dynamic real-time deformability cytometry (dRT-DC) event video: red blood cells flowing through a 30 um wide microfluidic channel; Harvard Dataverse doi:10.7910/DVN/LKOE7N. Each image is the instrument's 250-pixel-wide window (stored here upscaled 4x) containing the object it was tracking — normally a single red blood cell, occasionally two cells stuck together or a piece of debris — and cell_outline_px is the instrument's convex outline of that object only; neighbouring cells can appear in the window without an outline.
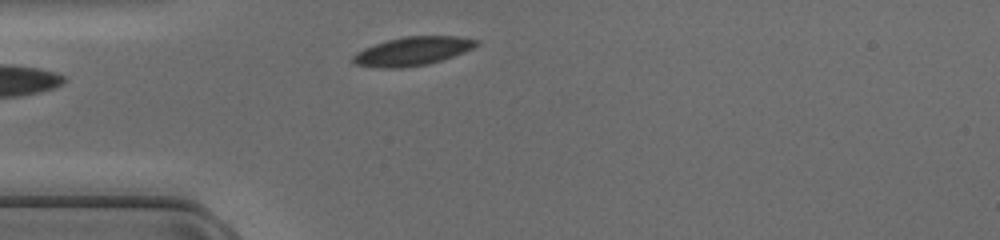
{"species": "common noctule bat (a hibernating species)", "species_latin": "Nyctalus noctula", "temperature_condition": "cold", "stored_images_in_passage": 35, "camera_frame_rate_fps": 3000, "um_per_image_px": 0.085, "animal": {"sex": "female", "body_mass_g": 17.0, "forearm_length_mm": 48.0}, "frame": {"image": 1, "passage_image": 1, "time_ms": 0.0, "image_size_px": [1000, 240], "cell_outline_px": [[480, 44], [464, 52], [428, 64], [400, 68], [380, 68], [356, 64], [352, 60], [352, 56], [356, 52], [364, 48], [388, 40], [404, 36], [456, 36], [480, 40]], "centroid_in_image_um": [35.08, 4.34], "position_along_channel_um": 49.9, "area_um2": 20.46}}
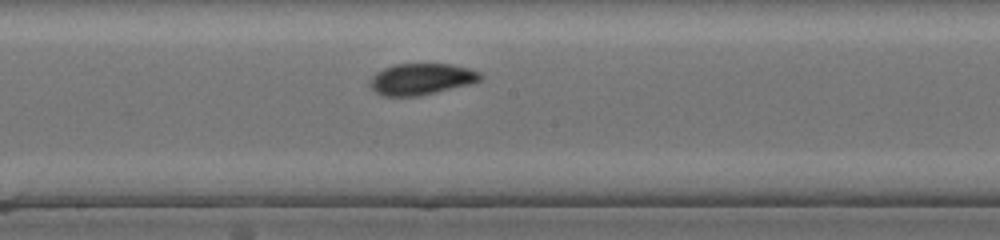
{"frame": {"image": 2, "passage_image": 13, "time_ms": 4.0, "image_size_px": [1000, 240], "cell_outline_px": [[484, 76], [480, 80], [468, 84], [416, 96], [384, 96], [376, 92], [368, 84], [368, 80], [376, 72], [384, 68], [396, 64], [452, 64], [468, 68], [480, 72]], "centroid_in_image_um": [35.78, 6.71], "position_along_channel_um": 212.4, "area_um2": 20.0}}
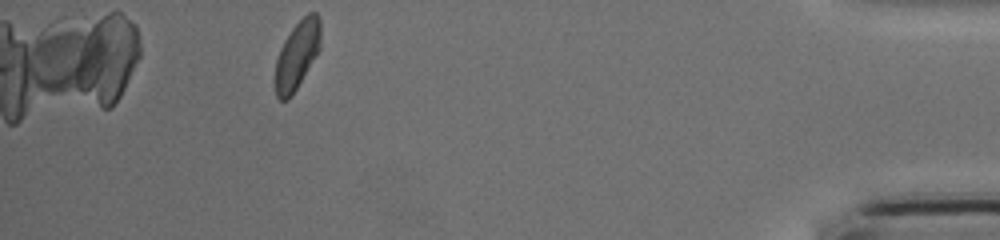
{"frame": {"image": 3, "passage_image": 31, "time_ms": 10.0, "image_size_px": [1000, 240], "cell_outline_px": [[320, 48], [316, 56], [296, 88], [288, 100], [280, 100], [276, 96], [272, 84], [276, 60], [280, 48], [284, 40], [292, 28], [308, 12], [316, 12], [320, 16]], "centroid_in_image_um": [25.21, 4.7], "position_along_channel_um": 410.0, "area_um2": 18.26}}